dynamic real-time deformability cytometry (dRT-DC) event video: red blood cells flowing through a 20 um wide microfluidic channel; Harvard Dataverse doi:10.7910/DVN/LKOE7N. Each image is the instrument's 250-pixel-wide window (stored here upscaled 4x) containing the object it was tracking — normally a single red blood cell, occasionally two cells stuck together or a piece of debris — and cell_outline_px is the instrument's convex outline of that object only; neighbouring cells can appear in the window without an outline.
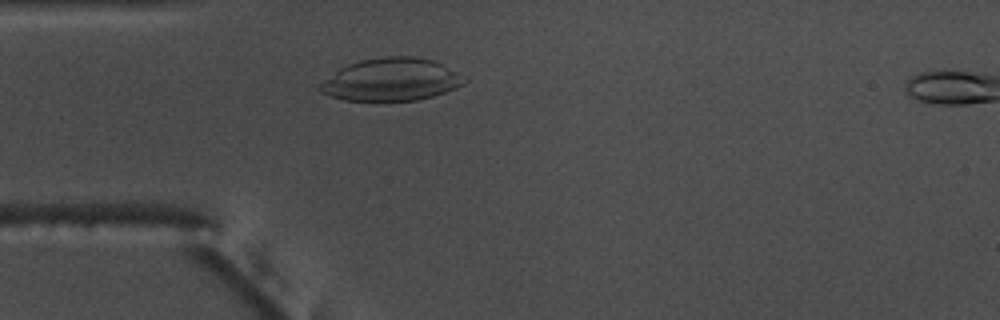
{"species": "common noctule bat (a hibernating species)", "species_latin": "Nyctalus noctula", "temperature_condition": "warm", "stored_images_in_passage": 6, "camera_frame_rate_fps": 3000, "um_per_image_px": 0.085, "animal": {"sex": "male", "body_mass_g": 17.5, "forearm_length_mm": 52.3}, "frame": {"image": 1, "passage_image": 4, "time_ms": 1.0, "image_size_px": [1000, 320], "cell_outline_px": [[468, 80], [464, 84], [456, 88], [432, 96], [416, 100], [344, 100], [320, 92], [316, 88], [324, 80], [340, 68], [348, 64], [360, 60], [384, 56], [416, 56], [432, 60], [456, 72]], "centroid_in_image_um": [33.24, 6.76], "position_along_channel_um": 51.8, "area_um2": 35.55}}